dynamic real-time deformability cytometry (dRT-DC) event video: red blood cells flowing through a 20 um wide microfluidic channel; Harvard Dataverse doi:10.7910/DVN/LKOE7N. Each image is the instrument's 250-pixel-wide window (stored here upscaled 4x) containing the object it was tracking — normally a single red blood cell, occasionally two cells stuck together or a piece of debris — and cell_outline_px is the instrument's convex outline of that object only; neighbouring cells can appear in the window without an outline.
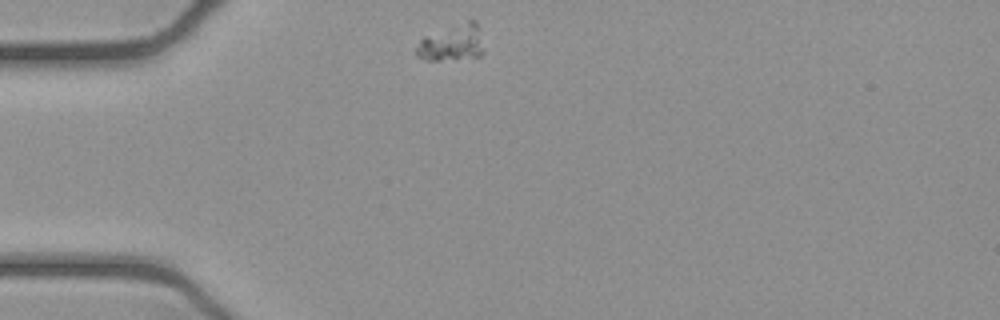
{"species": "common noctule bat (a hibernating species)", "species_latin": "Nyctalus noctula", "temperature_condition": "cold", "stored_images_in_passage": 42, "camera_frame_rate_fps": 3000, "um_per_image_px": 0.085, "animal": {"sex": "female", "body_mass_g": 21.9}, "frame": {"image": 1, "passage_image": 1, "time_ms": 0.0, "image_size_px": [1000, 320], "cell_outline_px": [[484, 52], [480, 56], [440, 60], [424, 60], [416, 56], [416, 48], [420, 40], [424, 36], [468, 20], [476, 20], [484, 48]], "centroid_in_image_um": [38.42, 3.65], "position_along_channel_um": 46.6, "area_um2": 14.22}}
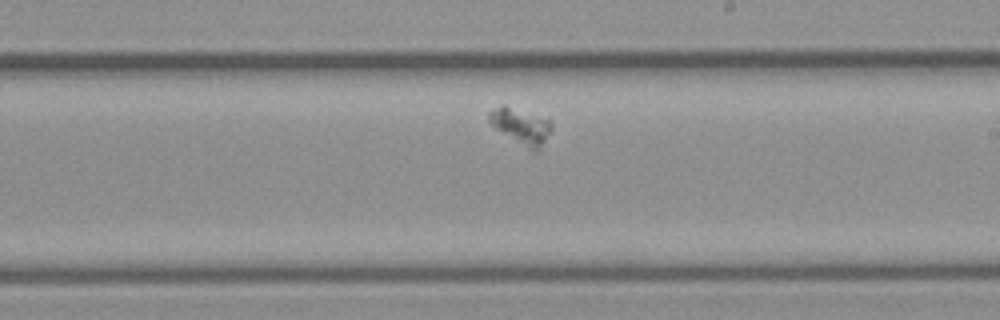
{"frame": {"image": 2, "passage_image": 19, "time_ms": 6.0, "image_size_px": [1000, 320], "cell_outline_px": [[552, 128], [540, 152], [536, 152], [528, 148], [496, 128], [488, 120], [488, 112], [504, 104], [552, 120]], "centroid_in_image_um": [44.34, 10.72], "position_along_channel_um": 244.7, "area_um2": 12.95}}
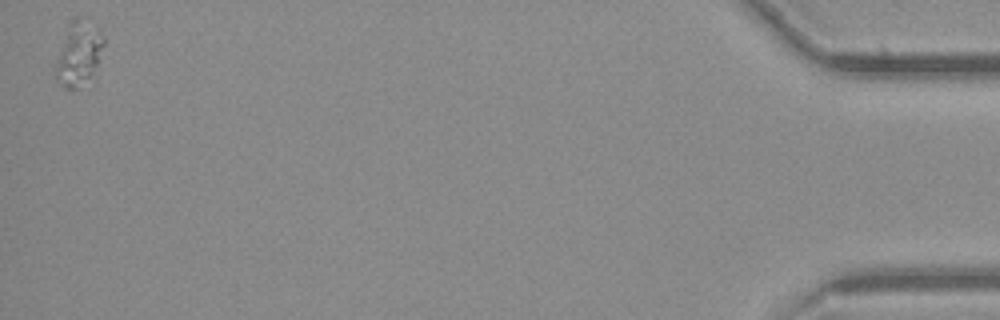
{"frame": {"image": 3, "passage_image": 42, "time_ms": 13.667, "image_size_px": [1000, 320], "cell_outline_px": [[104, 44], [96, 64], [92, 72], [76, 88], [64, 88], [56, 80], [56, 60], [68, 32], [72, 24], [76, 20], [104, 36]], "centroid_in_image_um": [6.65, 4.7], "position_along_channel_um": 428.5, "area_um2": 15.72}}